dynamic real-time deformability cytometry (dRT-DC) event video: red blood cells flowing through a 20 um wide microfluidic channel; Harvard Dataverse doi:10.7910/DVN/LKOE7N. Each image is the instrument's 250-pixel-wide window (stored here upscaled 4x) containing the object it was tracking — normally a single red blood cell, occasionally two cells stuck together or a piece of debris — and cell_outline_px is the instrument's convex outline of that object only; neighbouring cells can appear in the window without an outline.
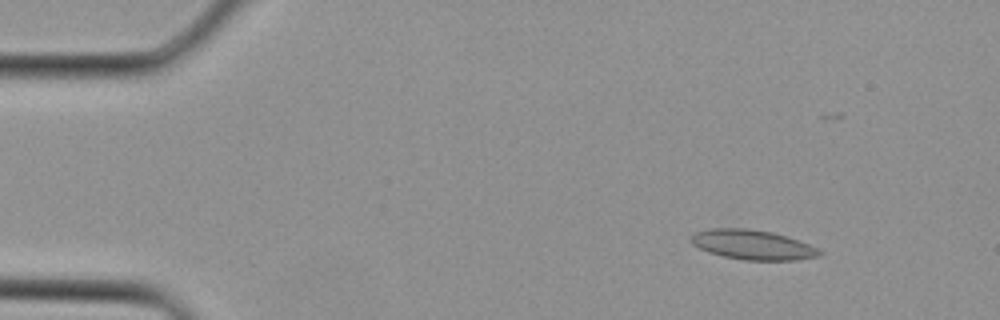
{"species": "Egyptian fruit bat (a non-hibernating species)", "species_latin": "Rousettus aegyptiacus", "temperature_condition": "cold", "stored_images_in_passage": 3, "camera_frame_rate_fps": 3000, "um_per_image_px": 0.085, "animal": {"sex": "female"}, "frame": {"image": 1, "passage_image": 1, "time_ms": 0.0, "image_size_px": [1000, 320], "cell_outline_px": [[824, 252], [820, 256], [796, 260], [744, 260], [724, 256], [708, 252], [692, 244], [688, 240], [688, 236], [696, 232], [708, 228], [748, 228], [772, 232], [808, 244]], "centroid_in_image_um": [63.91, 20.8], "position_along_channel_um": 21.1, "area_um2": 22.25}}
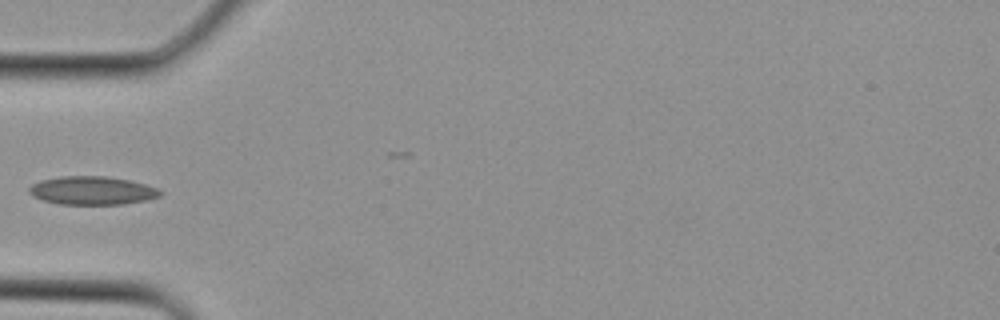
{"frame": {"image": 2, "passage_image": 3, "time_ms": 0.667, "image_size_px": [1000, 320], "cell_outline_px": [[164, 192], [160, 196], [148, 200], [124, 204], [60, 204], [44, 200], [32, 196], [28, 192], [28, 188], [32, 184], [40, 180], [60, 176], [104, 176], [128, 180], [144, 184], [156, 188]], "centroid_in_image_um": [7.82, 16.2], "position_along_channel_um": 77.2, "area_um2": 21.68}}